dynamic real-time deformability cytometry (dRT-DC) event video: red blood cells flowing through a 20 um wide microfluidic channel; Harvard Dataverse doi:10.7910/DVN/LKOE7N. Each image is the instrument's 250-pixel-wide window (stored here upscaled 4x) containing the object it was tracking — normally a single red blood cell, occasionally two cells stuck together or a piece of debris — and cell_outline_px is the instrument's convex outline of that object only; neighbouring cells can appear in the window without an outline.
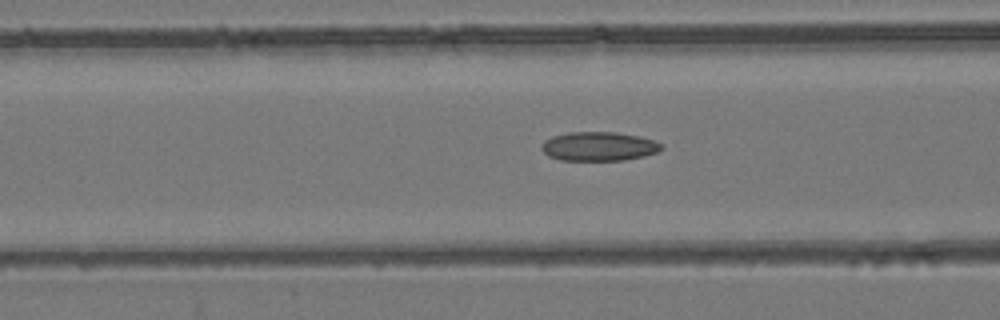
{"species": "common noctule bat (a hibernating species)", "species_latin": "Nyctalus noctula", "temperature_condition": "room temperature", "stored_images_in_passage": 56, "camera_frame_rate_fps": 3000, "um_per_image_px": 0.085, "animal": {"sex": "female", "body_mass_g": 24.6, "forearm_length_mm": 56.2}, "frame": {"image": 1, "passage_image": 23, "time_ms": 7.333, "image_size_px": [1000, 320], "cell_outline_px": [[664, 148], [656, 152], [644, 156], [624, 160], [560, 160], [548, 156], [540, 148], [540, 144], [544, 140], [552, 136], [568, 132], [616, 132], [640, 136], [656, 140], [664, 144]], "centroid_in_image_um": [50.91, 12.43], "position_along_channel_um": 115.7, "area_um2": 20.58}}
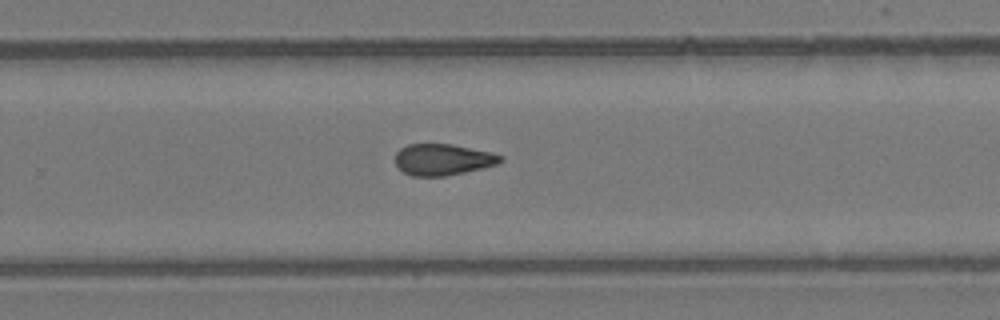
{"frame": {"image": 2, "passage_image": 37, "time_ms": 12.0, "image_size_px": [1000, 320], "cell_outline_px": [[504, 160], [496, 164], [464, 172], [444, 176], [412, 176], [404, 172], [396, 164], [396, 152], [400, 148], [408, 144], [452, 144], [492, 152], [504, 156]], "centroid_in_image_um": [37.65, 13.55], "position_along_channel_um": 292.2, "area_um2": 19.13}}
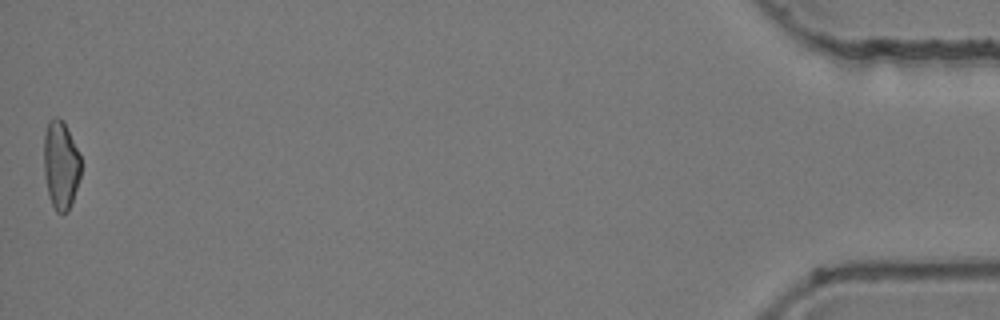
{"frame": {"image": 3, "passage_image": 56, "time_ms": 18.333, "image_size_px": [1000, 320], "cell_outline_px": [[80, 176], [68, 212], [56, 212], [48, 196], [44, 176], [44, 136], [48, 120], [56, 116], [64, 120], [80, 156]], "centroid_in_image_um": [5.14, 13.99], "position_along_channel_um": 430.1, "area_um2": 19.07}, "authors_computed_cell_mechanics": {"area_um2": 20.0855, "velocity_mm_per_s": 3.7879, "shape_relaxation_time_tau1_ms": null, "shape_relaxation_time_tau2_ms": 3.6026, "deformation_change_tau1": null, "deformation_change_tau2": 0.1141}}